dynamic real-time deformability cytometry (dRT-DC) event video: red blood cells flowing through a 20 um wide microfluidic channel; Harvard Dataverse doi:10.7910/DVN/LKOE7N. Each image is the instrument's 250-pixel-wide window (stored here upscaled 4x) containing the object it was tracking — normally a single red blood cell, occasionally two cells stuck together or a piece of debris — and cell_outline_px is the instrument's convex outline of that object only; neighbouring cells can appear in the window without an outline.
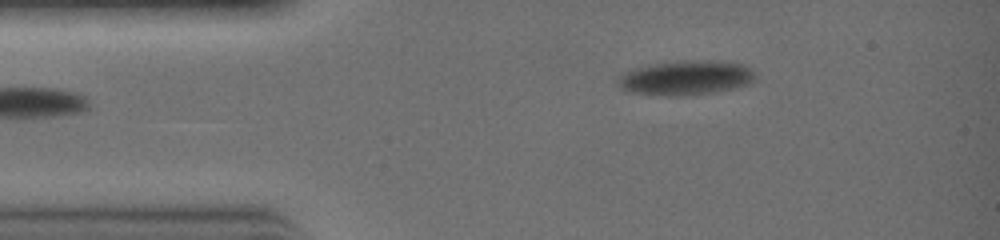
{"species": "common noctule bat (a hibernating species)", "species_latin": "Nyctalus noctula", "temperature_condition": "warm", "stored_images_in_passage": 9, "segment_of_instrument_passage": [2, 2], "camera_frame_rate_fps": 3000, "um_per_image_px": 0.085, "animal": {"sex": "female", "body_mass_g": 19.0, "forearm_length_mm": 51.5}, "frame": {"image": 1, "passage_image": 9, "time_ms": 2.667, "image_size_px": [1000, 240], "cell_outline_px": [[756, 76], [748, 84], [732, 88], [712, 92], [676, 96], [628, 92], [620, 88], [616, 84], [616, 80], [620, 76], [636, 68], [656, 64], [688, 60], [692, 60], [744, 64]], "centroid_in_image_um": [58.25, 6.63], "position_along_channel_um": 26.7, "area_um2": 26.76}}